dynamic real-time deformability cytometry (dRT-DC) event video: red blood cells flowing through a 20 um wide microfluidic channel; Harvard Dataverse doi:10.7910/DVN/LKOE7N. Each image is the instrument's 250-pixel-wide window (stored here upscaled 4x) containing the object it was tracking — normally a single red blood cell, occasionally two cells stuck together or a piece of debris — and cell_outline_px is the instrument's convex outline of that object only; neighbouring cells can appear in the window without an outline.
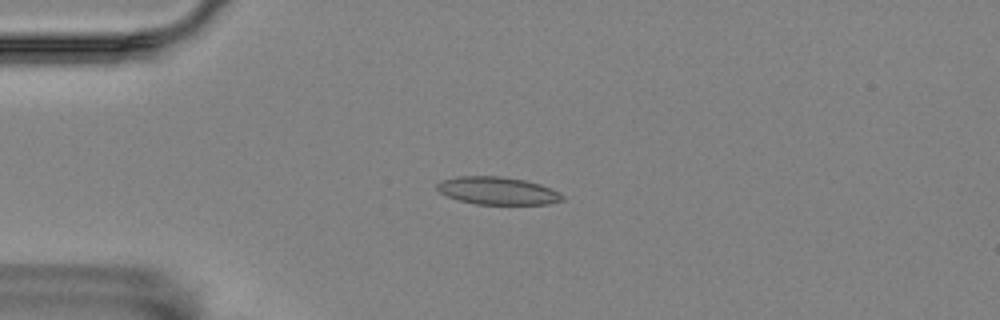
{"species": "Egyptian fruit bat (a non-hibernating species)", "species_latin": "Rousettus aegyptiacus", "temperature_condition": "room temperature", "stored_images_in_passage": 49, "camera_frame_rate_fps": 3000, "um_per_image_px": 0.085, "animal": {"sex": "female"}, "frame": {"image": 1, "passage_image": 7, "time_ms": 2.0, "image_size_px": [1000, 320], "cell_outline_px": [[564, 200], [548, 204], [476, 204], [460, 200], [448, 196], [440, 192], [436, 188], [436, 184], [444, 180], [460, 176], [500, 176], [524, 180], [540, 184], [560, 192], [564, 196]], "centroid_in_image_um": [42.33, 16.21], "position_along_channel_um": 42.7, "area_um2": 20.06}}
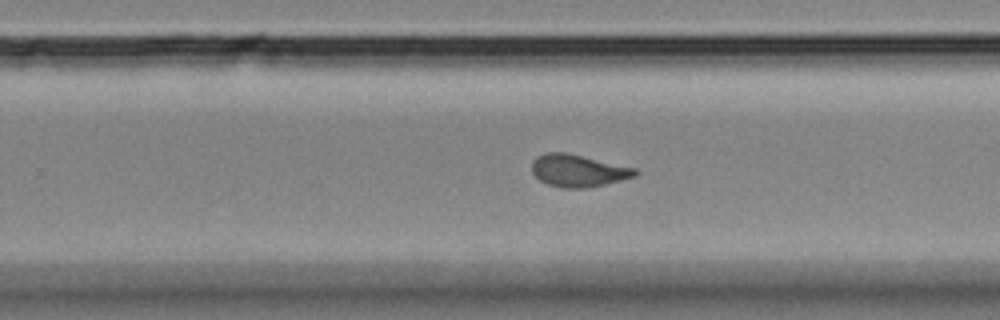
{"frame": {"image": 2, "passage_image": 29, "time_ms": 9.333, "image_size_px": [1000, 320], "cell_outline_px": [[640, 172], [636, 176], [588, 188], [560, 188], [548, 184], [540, 180], [532, 172], [532, 160], [536, 156], [548, 152], [564, 152], [636, 168]], "centroid_in_image_um": [49.13, 14.51], "position_along_channel_um": 280.7, "area_um2": 19.36}}
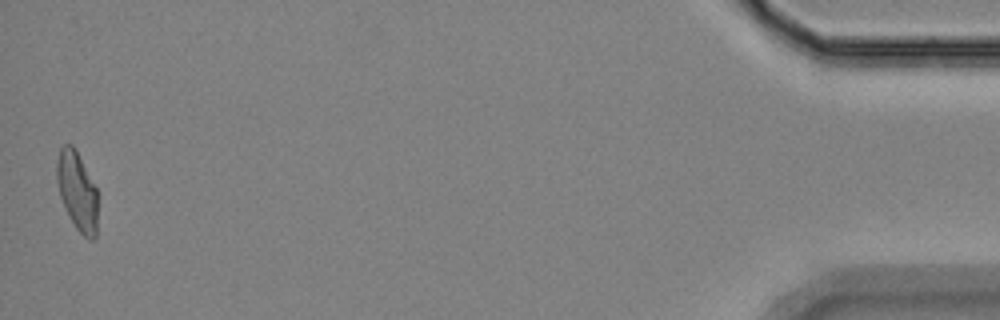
{"frame": {"image": 3, "passage_image": 49, "time_ms": 16.0, "image_size_px": [1000, 320], "cell_outline_px": [[96, 236], [92, 240], [88, 240], [76, 228], [68, 216], [60, 196], [56, 176], [56, 164], [60, 148], [64, 144], [72, 144], [76, 148], [96, 188]], "centroid_in_image_um": [6.54, 16.21], "position_along_channel_um": 428.7, "area_um2": 18.67}, "authors_computed_cell_mechanics": {"area_um2": 19.2474, "velocity_mm_per_s": 3.5334, "shape_relaxation_time_tau1_ms": 9.0754, "shape_relaxation_time_tau2_ms": 1.4021, "deformation_change_tau1": 0.2185, "deformation_change_tau2": 0.0808}}